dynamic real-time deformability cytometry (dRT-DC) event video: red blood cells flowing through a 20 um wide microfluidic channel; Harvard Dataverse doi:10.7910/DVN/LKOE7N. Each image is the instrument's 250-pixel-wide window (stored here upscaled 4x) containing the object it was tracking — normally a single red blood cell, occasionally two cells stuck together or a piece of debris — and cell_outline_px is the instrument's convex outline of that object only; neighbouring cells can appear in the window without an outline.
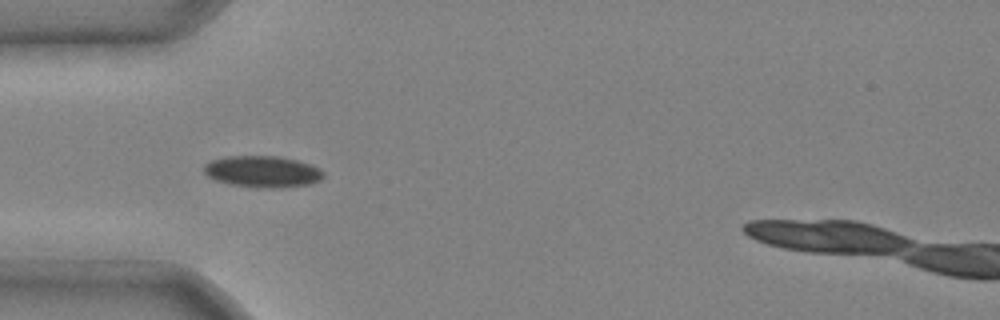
{"species": "common noctule bat (a hibernating species)", "species_latin": "Nyctalus noctula", "temperature_condition": "cold", "stored_images_in_passage": 2, "camera_frame_rate_fps": 3000, "um_per_image_px": 0.085, "animal": {"sex": "male", "body_mass_g": 20.4}, "frame": {"image": 1, "passage_image": 1, "time_ms": 0.0, "image_size_px": [1000, 320], "cell_outline_px": [[324, 176], [320, 180], [312, 184], [280, 188], [260, 188], [232, 184], [216, 180], [208, 176], [204, 172], [204, 164], [212, 160], [224, 156], [280, 156], [312, 164], [320, 168], [324, 172]], "centroid_in_image_um": [22.36, 14.58], "position_along_channel_um": 62.6, "area_um2": 22.14}}